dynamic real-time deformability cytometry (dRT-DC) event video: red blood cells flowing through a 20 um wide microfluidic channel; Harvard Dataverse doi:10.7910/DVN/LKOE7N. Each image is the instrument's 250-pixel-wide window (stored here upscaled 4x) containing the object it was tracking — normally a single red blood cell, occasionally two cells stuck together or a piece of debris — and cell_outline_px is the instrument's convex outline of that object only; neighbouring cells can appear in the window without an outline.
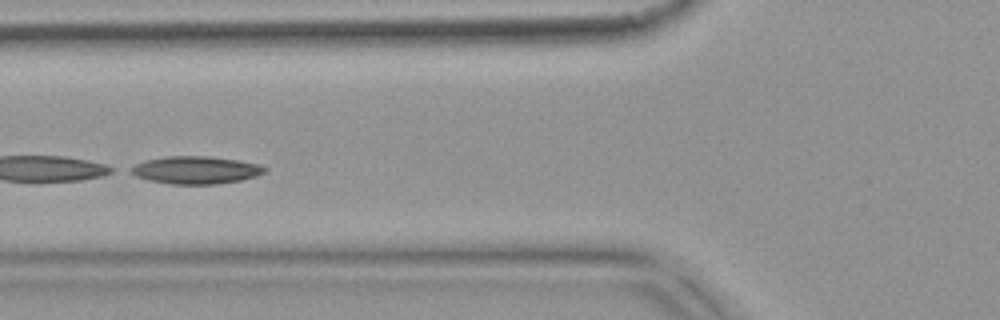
{"species": "common noctule bat (a hibernating species)", "species_latin": "Nyctalus noctula", "temperature_condition": "warm", "stored_images_in_passage": 8, "camera_frame_rate_fps": 3000, "um_per_image_px": 0.085, "animal": {"sex": "female", "body_mass_g": 18.4}, "frame": {"image": 1, "passage_image": 6, "time_ms": 1.667, "image_size_px": [1000, 320], "cell_outline_px": [[268, 168], [264, 172], [256, 176], [240, 180], [216, 184], [172, 184], [148, 180], [136, 176], [128, 172], [128, 168], [144, 160], [168, 156], [208, 156], [240, 160], [260, 164]], "centroid_in_image_um": [16.62, 14.44], "position_along_channel_um": 109.2, "area_um2": 21.68}}